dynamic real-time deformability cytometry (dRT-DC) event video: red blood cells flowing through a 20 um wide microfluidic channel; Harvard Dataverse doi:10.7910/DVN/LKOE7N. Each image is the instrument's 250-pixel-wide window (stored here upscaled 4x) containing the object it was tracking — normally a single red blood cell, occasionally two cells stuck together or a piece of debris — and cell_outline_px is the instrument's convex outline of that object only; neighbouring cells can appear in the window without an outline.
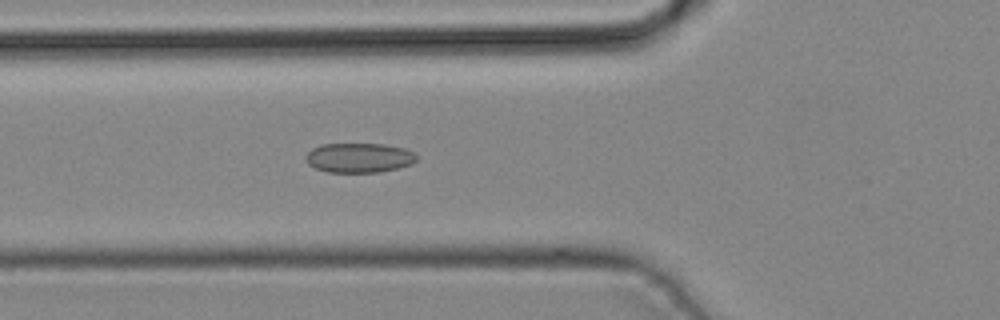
{"species": "common noctule bat (a hibernating species)", "species_latin": "Nyctalus noctula", "temperature_condition": "cold", "stored_images_in_passage": 34, "camera_frame_rate_fps": 3000, "um_per_image_px": 0.085, "animal": {"sex": "male", "body_mass_g": 19.2, "forearm_length_mm": 51.8}, "frame": {"image": 1, "passage_image": 7, "time_ms": 2.0, "image_size_px": [1000, 320], "cell_outline_px": [[416, 160], [412, 164], [380, 172], [328, 172], [316, 168], [308, 164], [304, 156], [312, 148], [320, 144], [384, 144], [404, 148], [416, 152]], "centroid_in_image_um": [30.52, 13.4], "position_along_channel_um": 95.3, "area_um2": 19.19}}
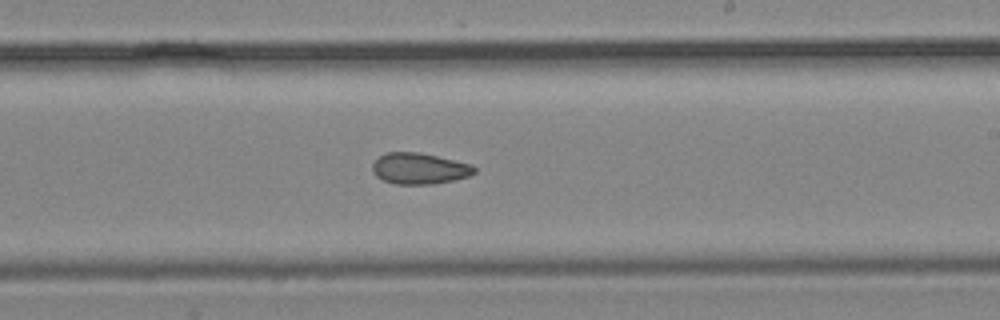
{"frame": {"image": 2, "passage_image": 17, "time_ms": 5.333, "image_size_px": [1000, 320], "cell_outline_px": [[476, 172], [468, 176], [452, 180], [432, 184], [396, 184], [384, 180], [376, 176], [372, 172], [372, 164], [380, 156], [388, 152], [420, 152], [472, 164], [476, 168]], "centroid_in_image_um": [35.65, 14.32], "position_along_channel_um": 253.4, "area_um2": 18.44}}
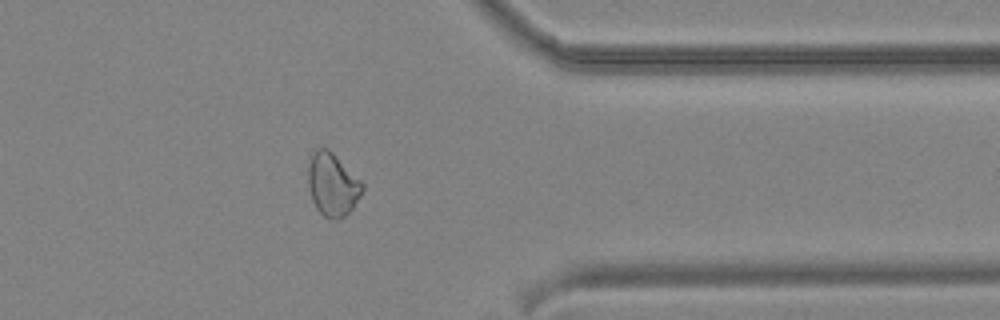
{"frame": {"image": 3, "passage_image": 26, "time_ms": 8.333, "image_size_px": [1000, 320], "cell_outline_px": [[364, 188], [360, 196], [352, 208], [344, 216], [336, 220], [332, 220], [324, 216], [316, 208], [312, 200], [308, 188], [308, 164], [312, 152], [316, 148], [328, 148], [364, 184]], "centroid_in_image_um": [28.23, 15.68], "position_along_channel_um": 383.2, "area_um2": 19.88}}